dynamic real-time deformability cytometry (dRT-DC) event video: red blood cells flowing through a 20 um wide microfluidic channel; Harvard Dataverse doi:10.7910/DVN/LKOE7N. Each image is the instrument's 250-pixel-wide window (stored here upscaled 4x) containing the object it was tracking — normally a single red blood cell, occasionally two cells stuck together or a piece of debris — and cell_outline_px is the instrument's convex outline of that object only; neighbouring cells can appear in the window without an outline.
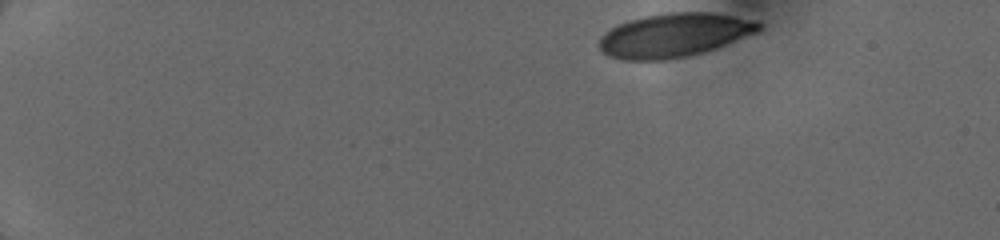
{"species": "human", "species_latin": "Homo sapiens", "temperature_condition": "cold", "stored_images_in_passage": 20, "camera_frame_rate_fps": 3000, "um_per_image_px": 0.085, "donor": {"sex": "female"}, "frame": {"image": 1, "passage_image": 1, "time_ms": 0.0, "image_size_px": [1000, 240], "cell_outline_px": [[764, 28], [760, 32], [716, 48], [704, 52], [688, 56], [664, 60], [620, 60], [608, 56], [600, 48], [600, 36], [604, 32], [616, 24], [628, 20], [644, 16], [668, 12], [712, 12], [756, 20], [764, 24]], "centroid_in_image_um": [57.35, 2.98], "position_along_channel_um": 27.7, "area_um2": 41.33}}
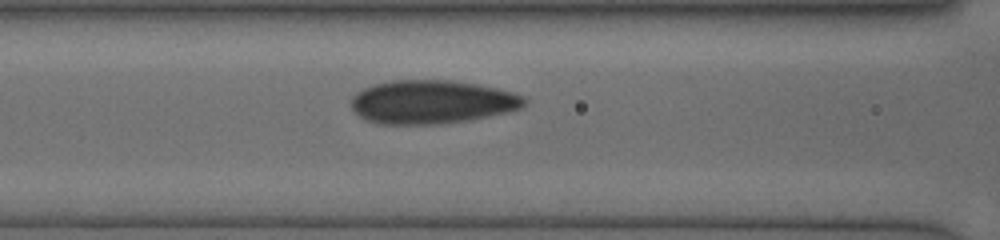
{"frame": {"image": 2, "passage_image": 14, "time_ms": 5.333, "image_size_px": [1000, 240], "cell_outline_px": [[528, 100], [520, 108], [508, 112], [468, 120], [440, 124], [376, 124], [364, 120], [352, 108], [352, 96], [356, 92], [372, 84], [392, 80], [448, 80], [476, 84], [496, 88], [512, 92], [524, 96]], "centroid_in_image_um": [36.68, 8.67], "position_along_channel_um": 129.9, "area_um2": 44.04}}
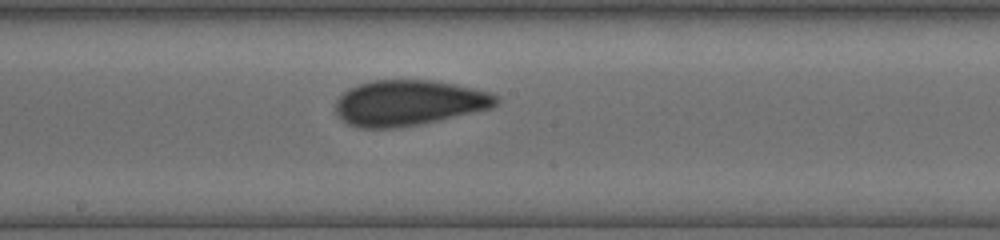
{"frame": {"image": 3, "passage_image": 19, "time_ms": 7.333, "image_size_px": [1000, 240], "cell_outline_px": [[500, 104], [492, 108], [420, 124], [392, 128], [360, 128], [348, 124], [336, 116], [336, 100], [348, 88], [372, 80], [436, 80], [476, 88], [500, 96]], "centroid_in_image_um": [34.77, 8.73], "position_along_channel_um": 213.4, "area_um2": 42.95}}